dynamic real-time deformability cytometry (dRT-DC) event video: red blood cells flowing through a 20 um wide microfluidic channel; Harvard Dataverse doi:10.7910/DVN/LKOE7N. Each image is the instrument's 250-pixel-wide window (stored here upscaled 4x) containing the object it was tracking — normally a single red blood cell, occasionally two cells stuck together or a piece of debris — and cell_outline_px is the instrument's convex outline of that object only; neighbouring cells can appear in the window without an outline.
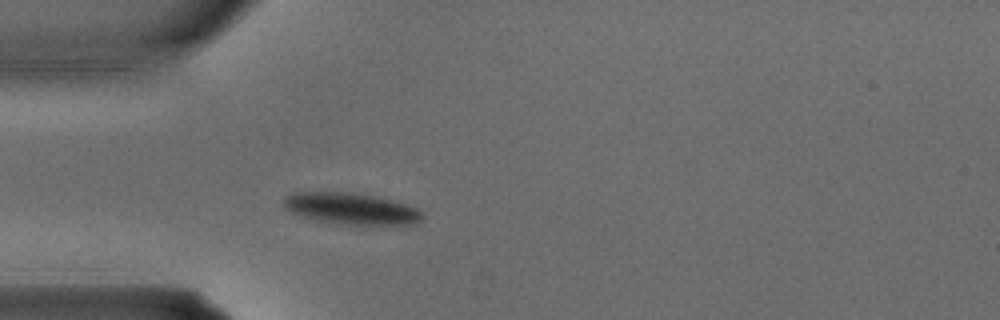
{"species": "common noctule bat (a hibernating species)", "species_latin": "Nyctalus noctula", "temperature_condition": "warm", "stored_images_in_passage": 1, "camera_frame_rate_fps": 3000, "um_per_image_px": 0.085, "animal": {"sex": "male", "body_mass_g": 15.6}, "frame": {"image": 1, "passage_image": 1, "time_ms": 0.0, "image_size_px": [1000, 320], "cell_outline_px": [[424, 216], [416, 224], [348, 224], [316, 220], [300, 216], [288, 212], [284, 208], [284, 200], [292, 192], [352, 192], [392, 200], [408, 204], [424, 212]], "centroid_in_image_um": [29.84, 17.73], "position_along_channel_um": 55.2, "area_um2": 25.32}}